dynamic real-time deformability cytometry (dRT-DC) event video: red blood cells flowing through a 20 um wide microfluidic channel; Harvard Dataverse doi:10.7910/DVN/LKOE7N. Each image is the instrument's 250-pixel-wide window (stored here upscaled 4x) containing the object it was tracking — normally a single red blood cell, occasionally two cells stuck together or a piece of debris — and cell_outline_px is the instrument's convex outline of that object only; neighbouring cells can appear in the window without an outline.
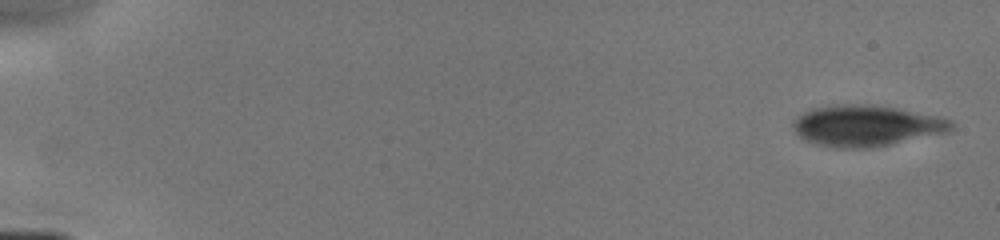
{"species": "human", "species_latin": "Homo sapiens", "temperature_condition": "cold", "stored_images_in_passage": 10, "camera_frame_rate_fps": 3000, "um_per_image_px": 0.085, "donor": {"sex": "male"}, "frame": {"image": 1, "passage_image": 1, "time_ms": 0.0, "image_size_px": [1000, 240], "cell_outline_px": [[952, 128], [948, 132], [872, 148], [832, 148], [816, 144], [800, 136], [792, 128], [792, 120], [796, 116], [812, 108], [836, 104], [868, 104], [896, 108], [936, 116], [952, 120]], "centroid_in_image_um": [73.58, 10.69], "position_along_channel_um": 11.4, "area_um2": 37.86}}
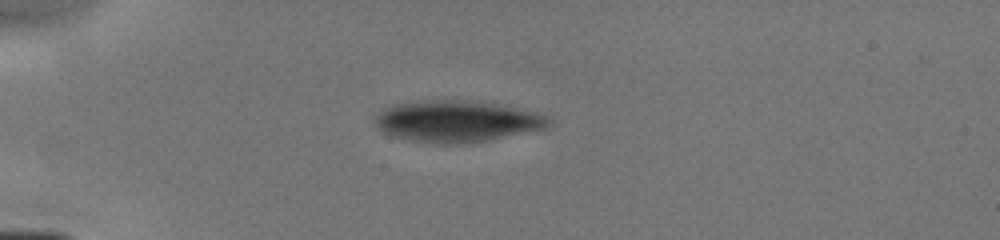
{"frame": {"image": 2, "passage_image": 7, "time_ms": 4.0, "image_size_px": [1000, 240], "cell_outline_px": [[552, 124], [548, 128], [468, 144], [436, 144], [412, 140], [392, 136], [384, 132], [372, 124], [376, 116], [380, 112], [392, 104], [424, 100], [460, 100], [496, 104], [516, 108], [548, 116], [552, 120]], "centroid_in_image_um": [38.82, 10.32], "position_along_channel_um": 46.2, "area_um2": 42.08}}